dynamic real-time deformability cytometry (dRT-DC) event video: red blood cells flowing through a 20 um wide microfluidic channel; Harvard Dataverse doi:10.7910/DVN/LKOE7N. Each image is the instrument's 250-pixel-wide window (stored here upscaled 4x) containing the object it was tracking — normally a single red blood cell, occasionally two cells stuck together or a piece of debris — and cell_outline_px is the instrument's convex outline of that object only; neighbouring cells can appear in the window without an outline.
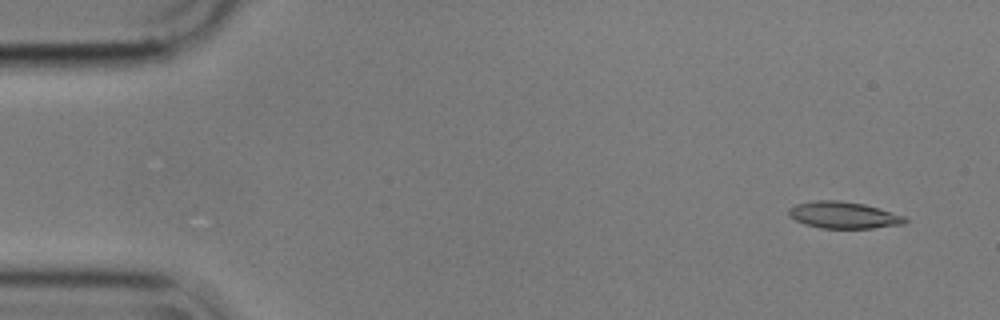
{"species": "common noctule bat (a hibernating species)", "species_latin": "Nyctalus noctula", "temperature_condition": "cold", "stored_images_in_passage": 5, "camera_frame_rate_fps": 3000, "um_per_image_px": 0.085, "animal": {"sex": "male", "body_mass_g": 17.9}, "frame": {"image": 1, "passage_image": 1, "time_ms": 0.0, "image_size_px": [1000, 320], "cell_outline_px": [[908, 220], [904, 224], [872, 228], [820, 228], [804, 224], [788, 216], [788, 208], [796, 204], [816, 200], [840, 200], [864, 204], [904, 216]], "centroid_in_image_um": [71.66, 18.28], "position_along_channel_um": 13.3, "area_um2": 18.09}}